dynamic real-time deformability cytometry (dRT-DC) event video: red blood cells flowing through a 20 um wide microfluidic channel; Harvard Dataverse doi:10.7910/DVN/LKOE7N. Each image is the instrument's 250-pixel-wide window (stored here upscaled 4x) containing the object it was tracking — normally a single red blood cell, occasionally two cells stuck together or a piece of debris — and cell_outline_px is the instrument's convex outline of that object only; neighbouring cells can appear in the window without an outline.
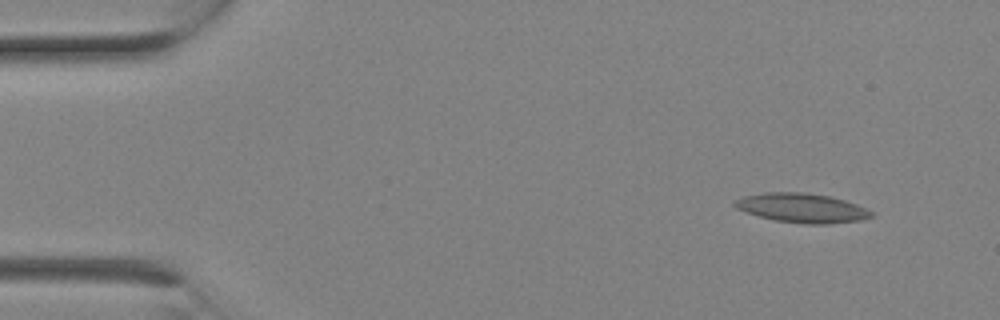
{"species": "Egyptian fruit bat (a non-hibernating species)", "species_latin": "Rousettus aegyptiacus", "temperature_condition": "room temperature", "stored_images_in_passage": 2, "camera_frame_rate_fps": 3000, "um_per_image_px": 0.085, "animal": {"sex": "female"}, "frame": {"image": 1, "passage_image": 1, "time_ms": 0.0, "image_size_px": [1000, 320], "cell_outline_px": [[876, 216], [860, 220], [828, 224], [804, 224], [772, 220], [744, 212], [736, 208], [732, 204], [732, 200], [744, 196], [764, 192], [804, 192], [828, 196], [844, 200], [856, 204], [876, 212]], "centroid_in_image_um": [68.15, 17.68], "position_along_channel_um": 16.9, "area_um2": 23.7}}